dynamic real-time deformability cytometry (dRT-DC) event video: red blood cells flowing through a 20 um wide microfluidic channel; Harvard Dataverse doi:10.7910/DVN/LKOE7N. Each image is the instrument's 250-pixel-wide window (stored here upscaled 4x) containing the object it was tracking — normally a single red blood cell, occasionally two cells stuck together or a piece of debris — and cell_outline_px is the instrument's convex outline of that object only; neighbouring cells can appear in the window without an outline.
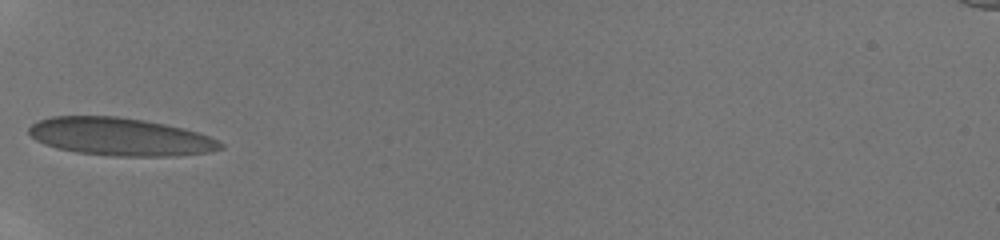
{"species": "human", "species_latin": "Homo sapiens", "temperature_condition": "room temperature", "stored_images_in_passage": 30, "camera_frame_rate_fps": 3000, "um_per_image_px": 0.085, "donor": {"sex": "male"}, "frame": {"image": 1, "passage_image": 1, "time_ms": 0.0, "image_size_px": [1000, 240], "cell_outline_px": [[224, 148], [208, 152], [176, 156], [112, 156], [76, 152], [56, 148], [44, 144], [36, 140], [28, 132], [28, 128], [32, 124], [40, 120], [52, 116], [116, 116], [144, 120], [184, 128], [208, 136], [224, 144]], "centroid_in_image_um": [10.2, 11.63], "position_along_channel_um": 74.8, "area_um2": 42.19}}
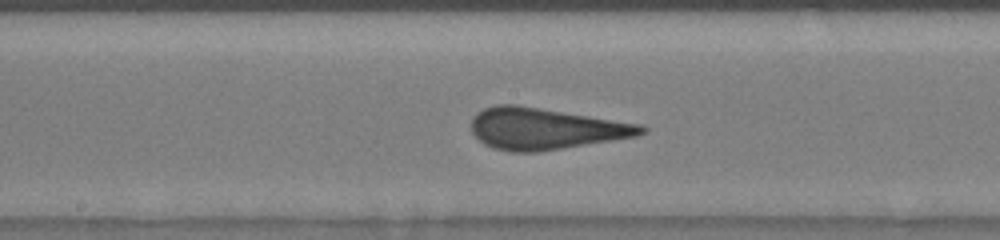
{"frame": {"image": 2, "passage_image": 12, "time_ms": 3.333, "image_size_px": [1000, 240], "cell_outline_px": [[648, 132], [636, 136], [612, 140], [536, 152], [512, 152], [492, 148], [484, 144], [472, 132], [472, 116], [476, 112], [484, 108], [496, 104], [516, 104], [640, 124], [648, 128]], "centroid_in_image_um": [46.32, 10.93], "position_along_channel_um": 201.9, "area_um2": 40.86}}
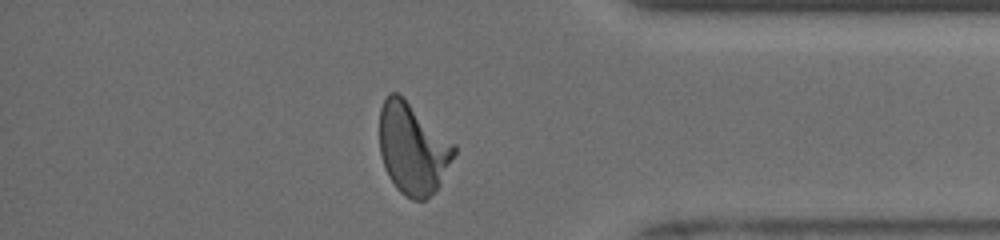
{"frame": {"image": 3, "passage_image": 25, "time_ms": 8.667, "image_size_px": [1000, 240], "cell_outline_px": [[456, 152], [440, 184], [424, 200], [412, 200], [404, 196], [396, 188], [388, 176], [384, 168], [380, 156], [380, 108], [388, 92], [396, 92], [456, 144]], "centroid_in_image_um": [35.07, 12.65], "position_along_channel_um": 400.1, "area_um2": 39.42}, "authors_computed_cell_mechanics": {"area_um2": 39.8242, "velocity_mm_per_s": 3.9358, "shape_relaxation_time_tau1_ms": 8.826, "shape_relaxation_time_tau2_ms": null, "deformation_change_tau1": 0.2228, "deformation_change_tau2": null}}